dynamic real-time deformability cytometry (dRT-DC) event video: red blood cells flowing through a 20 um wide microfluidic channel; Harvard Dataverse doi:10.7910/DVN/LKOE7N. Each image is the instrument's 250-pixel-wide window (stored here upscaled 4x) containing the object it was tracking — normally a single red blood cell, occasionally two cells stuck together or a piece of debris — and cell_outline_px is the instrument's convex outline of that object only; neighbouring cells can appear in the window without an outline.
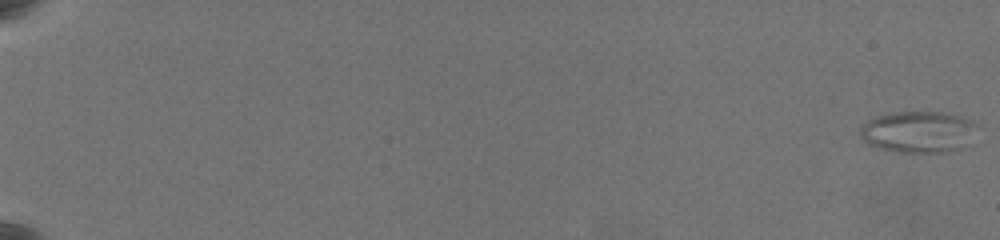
{"species": "common noctule bat (a hibernating species)", "species_latin": "Nyctalus noctula", "temperature_condition": "warm", "stored_images_in_passage": 63, "camera_frame_rate_fps": 3000, "um_per_image_px": 0.085, "animal": {"sex": "female", "body_mass_g": 19.5, "forearm_length_mm": 54.1}, "frame": {"image": 1, "passage_image": 1, "time_ms": 0.0, "image_size_px": [1000, 240], "cell_outline_px": [[980, 124], [960, 148], [948, 152], [900, 152], [880, 148], [868, 144], [860, 136], [860, 124], [876, 116], [892, 112], [948, 112], [972, 120]], "centroid_in_image_um": [78.02, 11.18], "position_along_channel_um": 7.0, "area_um2": 28.26}}
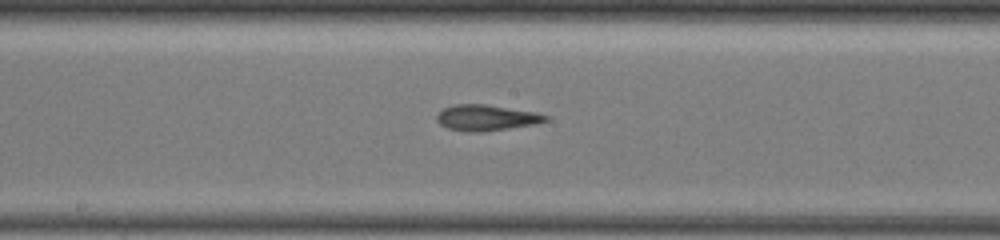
{"frame": {"image": 2, "passage_image": 38, "time_ms": 12.333, "image_size_px": [1000, 240], "cell_outline_px": [[548, 120], [536, 124], [480, 132], [464, 132], [448, 128], [440, 124], [436, 120], [436, 116], [444, 108], [456, 104], [484, 104], [536, 112], [548, 116]], "centroid_in_image_um": [41.32, 10.01], "position_along_channel_um": 206.9, "area_um2": 16.3}}
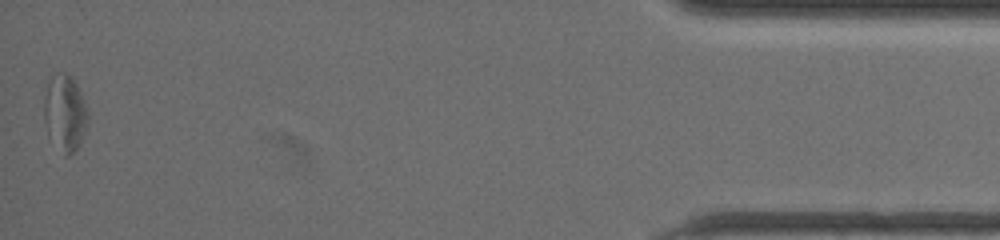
{"frame": {"image": 3, "passage_image": 63, "time_ms": 20.667, "image_size_px": [1000, 240], "cell_outline_px": [[88, 124], [80, 144], [68, 156], [64, 156], [48, 136], [44, 120], [44, 96], [48, 84], [52, 76], [56, 72], [64, 72], [76, 84], [80, 92], [88, 112]], "centroid_in_image_um": [5.51, 9.64], "position_along_channel_um": 429.7, "area_um2": 19.42}, "authors_computed_cell_mechanics": {"area_um2": 17.8024, "velocity_mm_per_s": 3.5606, "shape_relaxation_time_tau1_ms": null, "shape_relaxation_time_tau2_ms": 4.0116, "deformation_change_tau1": null, "deformation_change_tau2": 0.1612}}